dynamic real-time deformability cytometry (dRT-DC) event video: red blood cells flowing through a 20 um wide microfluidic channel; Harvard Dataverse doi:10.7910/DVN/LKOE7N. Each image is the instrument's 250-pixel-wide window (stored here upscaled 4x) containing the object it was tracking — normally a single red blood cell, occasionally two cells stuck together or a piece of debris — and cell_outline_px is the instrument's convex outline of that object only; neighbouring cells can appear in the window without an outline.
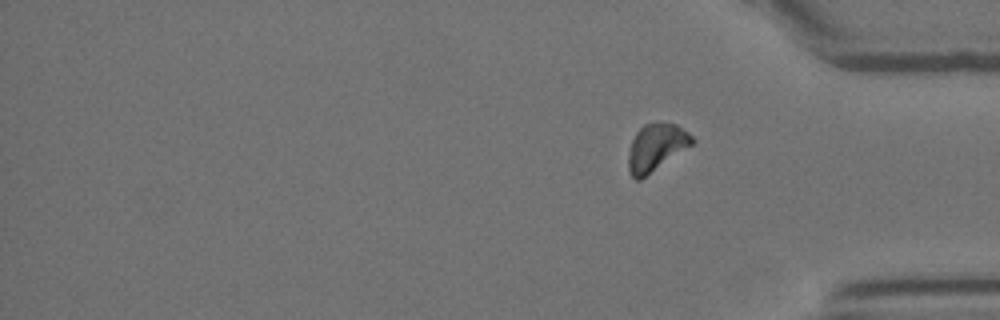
{"species": "Egyptian fruit bat (a non-hibernating species)", "species_latin": "Rousettus aegyptiacus", "temperature_condition": "room temperature", "stored_images_in_passage": 16, "segment_of_instrument_passage": [2, 2], "camera_frame_rate_fps": 3000, "um_per_image_px": 0.085, "animal": {"sex": "female"}, "frame": {"image": 1, "passage_image": 16, "time_ms": 5.0, "image_size_px": [1000, 320], "cell_outline_px": [[696, 140], [692, 144], [640, 180], [636, 180], [632, 176], [628, 168], [628, 152], [632, 140], [636, 132], [644, 124], [676, 124], [688, 132]], "centroid_in_image_um": [55.75, 12.54], "position_along_channel_um": 379.5, "area_um2": 17.11}}